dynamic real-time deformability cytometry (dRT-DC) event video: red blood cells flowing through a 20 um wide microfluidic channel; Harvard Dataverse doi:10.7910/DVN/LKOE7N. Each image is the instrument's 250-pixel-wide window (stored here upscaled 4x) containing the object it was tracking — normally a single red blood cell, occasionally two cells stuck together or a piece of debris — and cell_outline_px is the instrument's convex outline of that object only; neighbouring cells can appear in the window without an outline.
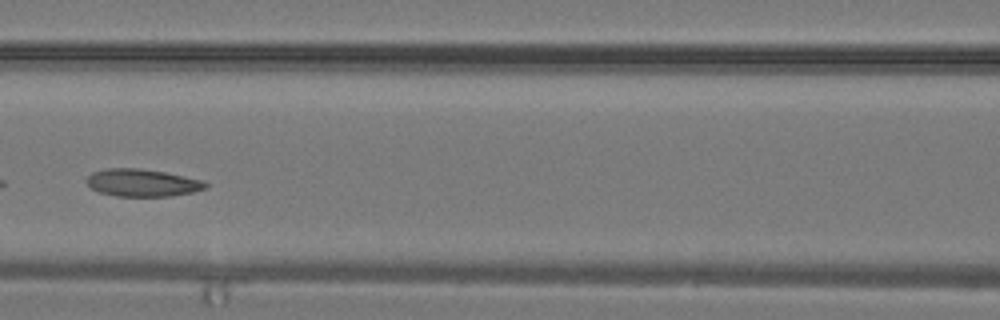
{"species": "common noctule bat (a hibernating species)", "species_latin": "Nyctalus noctula", "temperature_condition": "warm", "stored_images_in_passage": 22, "camera_frame_rate_fps": 3000, "um_per_image_px": 0.085, "animal": {"sex": "male", "body_mass_g": 19.2, "forearm_length_mm": 51.8}, "frame": {"image": 1, "passage_image": 10, "time_ms": 3.0, "image_size_px": [1000, 320], "cell_outline_px": [[208, 184], [204, 188], [192, 192], [168, 196], [116, 196], [100, 192], [92, 188], [84, 180], [92, 172], [108, 168], [140, 168], [164, 172], [204, 180]], "centroid_in_image_um": [12.07, 15.52], "position_along_channel_um": 154.5, "area_um2": 18.9}}
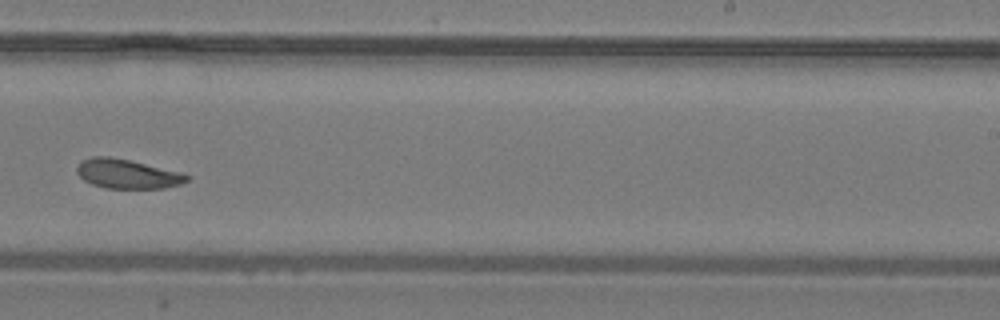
{"frame": {"image": 2, "passage_image": 16, "time_ms": 5.0, "image_size_px": [1000, 320], "cell_outline_px": [[192, 176], [188, 180], [180, 184], [164, 188], [108, 188], [92, 184], [84, 180], [76, 172], [76, 168], [80, 160], [92, 156], [108, 156], [128, 160]], "centroid_in_image_um": [10.75, 14.78], "position_along_channel_um": 278.3, "area_um2": 18.44}}